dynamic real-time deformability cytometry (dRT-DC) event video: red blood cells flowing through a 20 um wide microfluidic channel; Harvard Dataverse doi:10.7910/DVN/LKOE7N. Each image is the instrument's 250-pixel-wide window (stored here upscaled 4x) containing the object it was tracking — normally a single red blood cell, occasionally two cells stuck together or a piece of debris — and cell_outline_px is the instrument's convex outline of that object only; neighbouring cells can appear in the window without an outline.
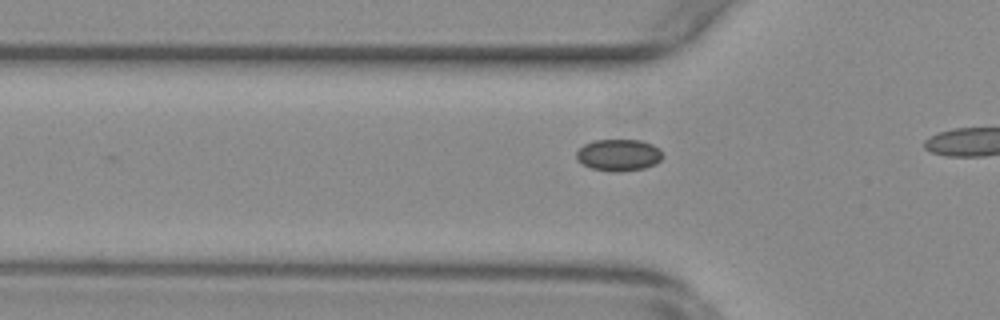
{"species": "common noctule bat (a hibernating species)", "species_latin": "Nyctalus noctula", "temperature_condition": "warm", "stored_images_in_passage": 7, "camera_frame_rate_fps": 3000, "um_per_image_px": 0.085, "animal": {"sex": "female", "body_mass_g": 29.2, "forearm_length_mm": 56.3}, "frame": {"image": 1, "passage_image": 4, "time_ms": 1.0, "image_size_px": [1000, 320], "cell_outline_px": [[664, 156], [656, 164], [644, 168], [620, 172], [612, 172], [592, 168], [576, 160], [576, 152], [584, 144], [592, 140], [640, 140], [652, 144], [660, 148]], "centroid_in_image_um": [52.6, 13.18], "position_along_channel_um": 73.2, "area_um2": 16.13}}